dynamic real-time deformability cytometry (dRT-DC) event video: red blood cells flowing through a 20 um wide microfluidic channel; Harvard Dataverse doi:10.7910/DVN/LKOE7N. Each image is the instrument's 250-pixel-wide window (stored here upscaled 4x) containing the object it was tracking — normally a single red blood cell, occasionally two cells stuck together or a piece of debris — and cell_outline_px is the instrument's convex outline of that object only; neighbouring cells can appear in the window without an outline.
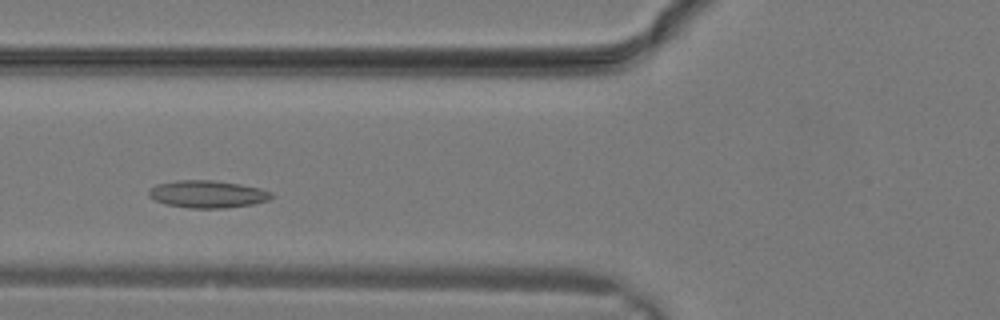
{"species": "common noctule bat (a hibernating species)", "species_latin": "Nyctalus noctula", "temperature_condition": "warm", "stored_images_in_passage": 20, "camera_frame_rate_fps": 3000, "um_per_image_px": 0.085, "animal": {"sex": "male", "body_mass_g": 19.2, "forearm_length_mm": 51.8}, "frame": {"image": 1, "passage_image": 6, "time_ms": 1.667, "image_size_px": [1000, 320], "cell_outline_px": [[272, 196], [268, 200], [252, 204], [224, 208], [188, 208], [168, 204], [156, 200], [148, 196], [148, 192], [156, 184], [176, 180], [212, 180], [240, 184], [260, 188], [272, 192]], "centroid_in_image_um": [17.64, 16.49], "position_along_channel_um": 108.2, "area_um2": 19.42}}
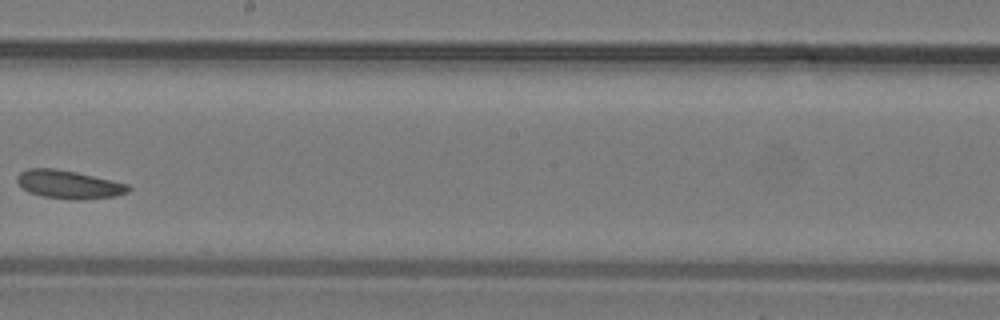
{"frame": {"image": 2, "passage_image": 12, "time_ms": 3.667, "image_size_px": [1000, 320], "cell_outline_px": [[132, 188], [128, 192], [116, 196], [80, 200], [72, 200], [44, 196], [28, 192], [16, 180], [16, 176], [20, 172], [28, 168], [56, 168], [76, 172], [128, 184]], "centroid_in_image_um": [5.85, 15.68], "position_along_channel_um": 242.3, "area_um2": 18.32}}
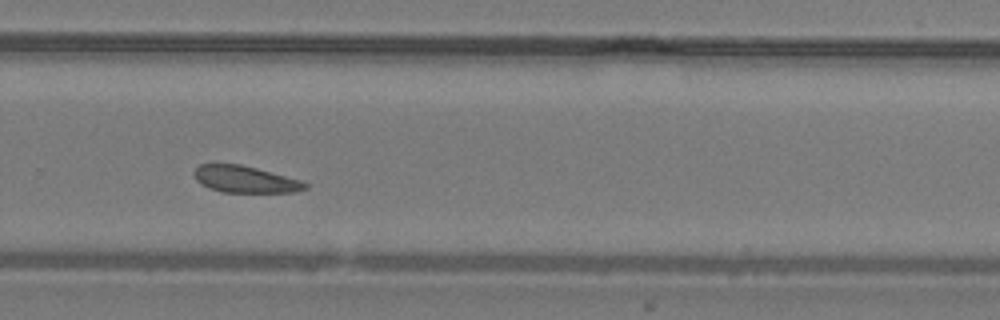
{"frame": {"image": 3, "passage_image": 15, "time_ms": 4.667, "image_size_px": [1000, 320], "cell_outline_px": [[308, 188], [292, 192], [224, 192], [208, 188], [200, 184], [196, 180], [192, 172], [200, 164], [240, 164], [256, 168], [300, 180], [308, 184]], "centroid_in_image_um": [20.79, 15.24], "position_along_channel_um": 309.0, "area_um2": 17.22}}